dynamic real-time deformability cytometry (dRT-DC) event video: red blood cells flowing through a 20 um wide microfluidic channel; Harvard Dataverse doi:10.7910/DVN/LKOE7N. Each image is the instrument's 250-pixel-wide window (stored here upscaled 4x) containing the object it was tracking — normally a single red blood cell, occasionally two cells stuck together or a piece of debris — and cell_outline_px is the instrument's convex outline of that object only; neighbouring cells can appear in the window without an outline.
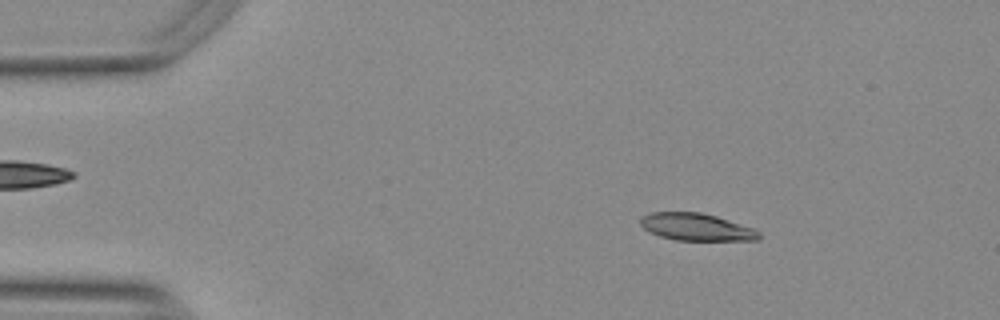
{"species": "Egyptian fruit bat (a non-hibernating species)", "species_latin": "Rousettus aegyptiacus", "temperature_condition": "warm", "stored_images_in_passage": 54, "camera_frame_rate_fps": 3000, "um_per_image_px": 0.085, "animal": {"sex": "female"}, "frame": {"image": 1, "passage_image": 9, "time_ms": 2.667, "image_size_px": [1000, 320], "cell_outline_px": [[760, 240], [676, 240], [660, 236], [644, 228], [640, 224], [640, 216], [652, 212], [700, 212], [716, 216], [756, 228], [760, 232]], "centroid_in_image_um": [59.22, 19.29], "position_along_channel_um": 25.8, "area_um2": 18.9}}
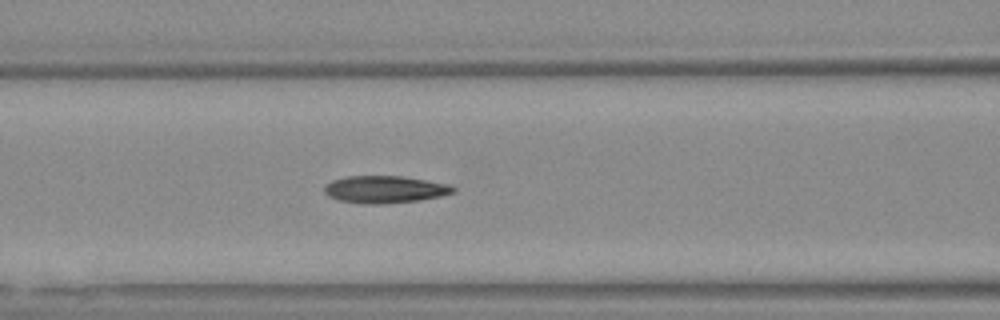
{"frame": {"image": 2, "passage_image": 23, "time_ms": 7.333, "image_size_px": [1000, 320], "cell_outline_px": [[456, 192], [440, 196], [420, 200], [380, 204], [364, 204], [340, 200], [328, 196], [324, 192], [324, 184], [332, 180], [348, 176], [404, 176], [448, 184], [456, 188]], "centroid_in_image_um": [32.7, 16.09], "position_along_channel_um": 133.9, "area_um2": 20.52}}
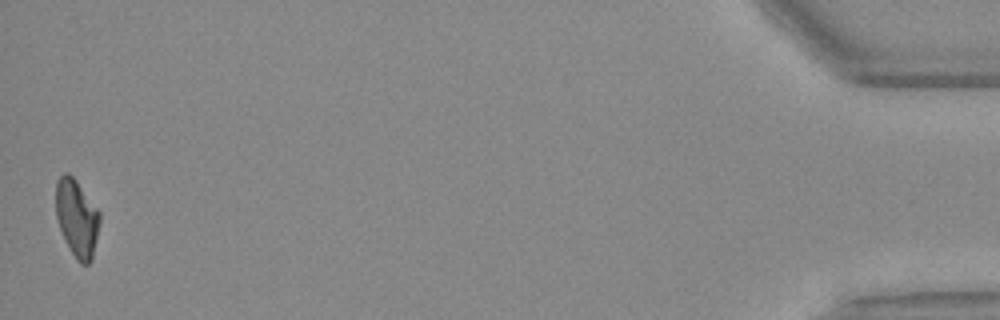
{"frame": {"image": 3, "passage_image": 54, "time_ms": 17.667, "image_size_px": [1000, 320], "cell_outline_px": [[100, 220], [92, 260], [88, 264], [80, 264], [76, 260], [64, 240], [56, 216], [56, 180], [64, 172], [68, 172], [76, 180], [100, 212]], "centroid_in_image_um": [6.52, 18.54], "position_along_channel_um": 428.7, "area_um2": 19.83}, "authors_computed_cell_mechanics": {"area_um2": 19.9988, "velocity_mm_per_s": 3.7788, "shape_relaxation_time_tau1_ms": 5.0207, "shape_relaxation_time_tau2_ms": 2.799, "deformation_change_tau1": 0.1886, "deformation_change_tau2": 0.1052}}